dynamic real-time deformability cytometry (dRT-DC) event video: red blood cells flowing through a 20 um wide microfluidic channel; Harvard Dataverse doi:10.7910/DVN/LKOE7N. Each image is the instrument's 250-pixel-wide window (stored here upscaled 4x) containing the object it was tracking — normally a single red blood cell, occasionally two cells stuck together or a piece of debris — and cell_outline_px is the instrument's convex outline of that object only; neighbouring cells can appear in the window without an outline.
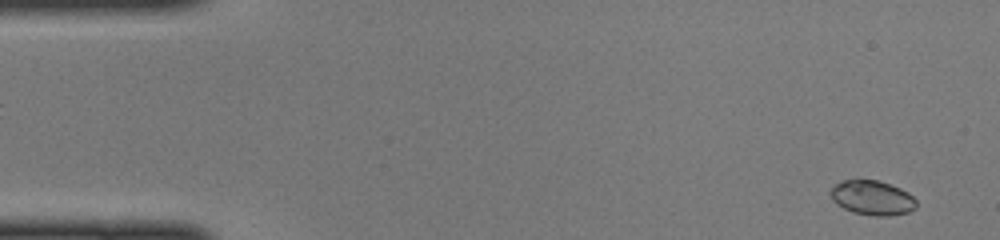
{"species": "common noctule bat (a hibernating species)", "species_latin": "Nyctalus noctula", "temperature_condition": "cold", "stored_images_in_passage": 46, "camera_frame_rate_fps": 3000, "um_per_image_px": 0.085, "animal": {"sex": "female", "body_mass_g": 22.0, "forearm_length_mm": 56.7}, "frame": {"image": 1, "passage_image": 1, "time_ms": 0.0, "image_size_px": [1000, 240], "cell_outline_px": [[916, 208], [908, 212], [888, 216], [876, 216], [852, 212], [836, 204], [832, 200], [828, 192], [836, 184], [844, 180], [880, 180], [900, 188], [908, 192], [916, 200]], "centroid_in_image_um": [74.13, 16.81], "position_along_channel_um": 10.9, "area_um2": 17.34}}
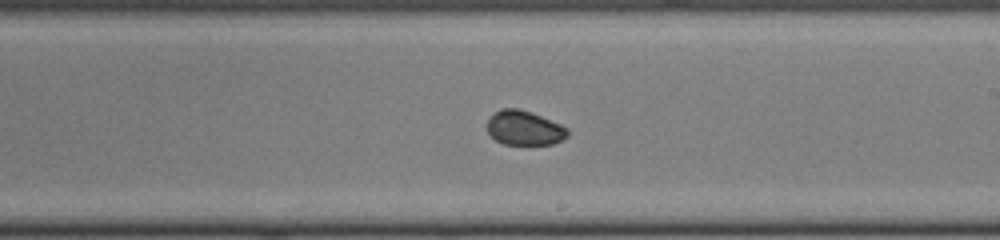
{"frame": {"image": 2, "passage_image": 26, "time_ms": 8.333, "image_size_px": [1000, 240], "cell_outline_px": [[568, 136], [564, 140], [552, 144], [504, 144], [496, 140], [488, 132], [488, 120], [500, 108], [516, 108], [532, 112], [560, 124], [568, 128]], "centroid_in_image_um": [44.6, 10.88], "position_along_channel_um": 244.4, "area_um2": 16.07}}
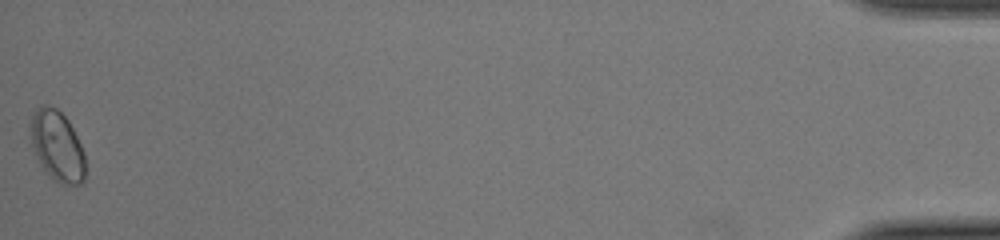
{"frame": {"image": 3, "passage_image": 46, "time_ms": 15.0, "image_size_px": [1000, 240], "cell_outline_px": [[84, 180], [80, 184], [60, 184], [40, 164], [36, 156], [32, 144], [28, 124], [36, 108], [40, 104], [48, 104], [56, 108], [68, 120], [84, 152]], "centroid_in_image_um": [4.83, 12.35], "position_along_channel_um": 430.4, "area_um2": 22.31}}